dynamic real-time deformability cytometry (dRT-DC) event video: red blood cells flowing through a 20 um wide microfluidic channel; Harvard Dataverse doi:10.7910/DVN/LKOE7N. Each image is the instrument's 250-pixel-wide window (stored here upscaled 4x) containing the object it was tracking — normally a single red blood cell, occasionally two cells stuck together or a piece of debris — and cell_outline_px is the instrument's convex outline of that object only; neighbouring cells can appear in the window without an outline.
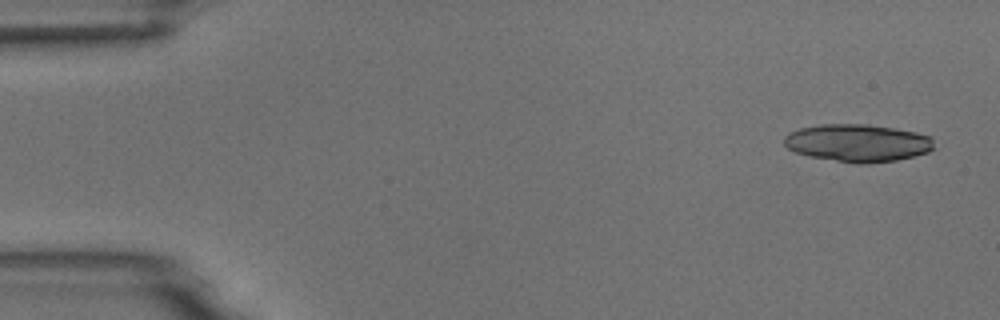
{"species": "common noctule bat (a hibernating species)", "species_latin": "Nyctalus noctula", "temperature_condition": "room temperature", "stored_images_in_passage": 4, "camera_frame_rate_fps": 3000, "um_per_image_px": 0.085, "animal": {"sex": "male", "body_mass_g": 18.8}, "frame": {"image": 1, "passage_image": 1, "time_ms": 0.0, "image_size_px": [1000, 320], "cell_outline_px": [[932, 148], [928, 152], [896, 160], [868, 164], [856, 164], [808, 156], [796, 152], [788, 148], [784, 144], [784, 136], [788, 132], [800, 128], [820, 124], [868, 124], [916, 132], [932, 136]], "centroid_in_image_um": [72.87, 12.15], "position_along_channel_um": 12.1, "area_um2": 32.89}}